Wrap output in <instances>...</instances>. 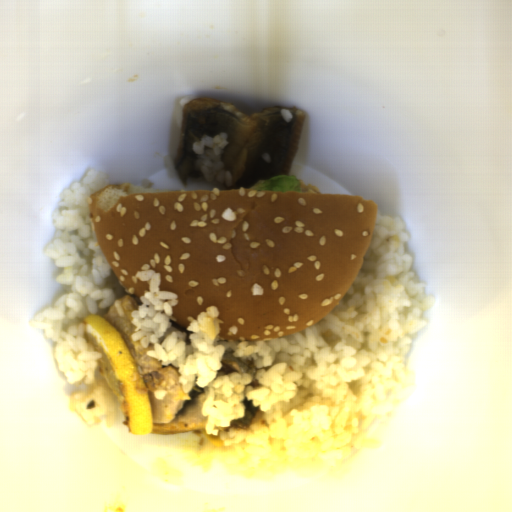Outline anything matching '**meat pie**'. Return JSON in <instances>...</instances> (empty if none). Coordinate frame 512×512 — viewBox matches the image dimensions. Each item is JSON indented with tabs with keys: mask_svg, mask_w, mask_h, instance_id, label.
Masks as SVG:
<instances>
[{
	"mask_svg": "<svg viewBox=\"0 0 512 512\" xmlns=\"http://www.w3.org/2000/svg\"><path fill=\"white\" fill-rule=\"evenodd\" d=\"M298 181L300 185L299 193L322 194L317 186H314L312 184H305V182L301 178L298 179Z\"/></svg>",
	"mask_w": 512,
	"mask_h": 512,
	"instance_id": "b5893723",
	"label": "meat pie"
}]
</instances>
